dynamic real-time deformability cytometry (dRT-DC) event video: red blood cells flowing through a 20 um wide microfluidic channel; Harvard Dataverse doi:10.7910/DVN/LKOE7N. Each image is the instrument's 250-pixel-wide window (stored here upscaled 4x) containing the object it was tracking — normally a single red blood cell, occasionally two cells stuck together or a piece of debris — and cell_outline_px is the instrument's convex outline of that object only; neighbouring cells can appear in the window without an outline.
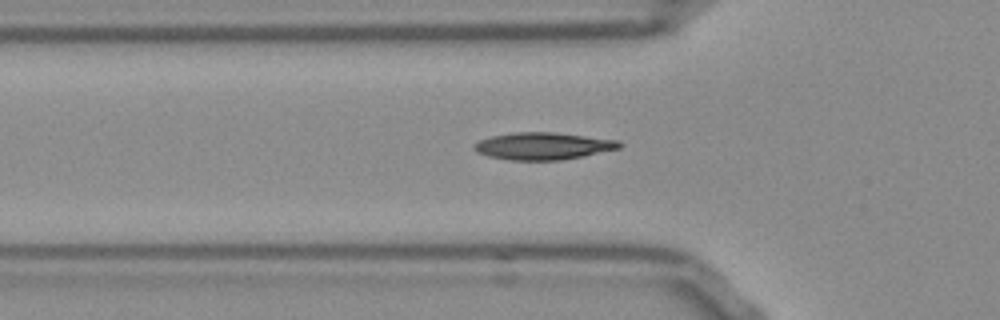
{"species": "Egyptian fruit bat (a non-hibernating species)", "species_latin": "Rousettus aegyptiacus", "temperature_condition": "room temperature", "stored_images_in_passage": 10, "camera_frame_rate_fps": 3000, "um_per_image_px": 0.085, "frame": {"image": 1, "passage_image": 4, "time_ms": 1.0, "image_size_px": [1000, 320], "cell_outline_px": [[624, 144], [620, 148], [560, 160], [512, 160], [488, 156], [476, 152], [476, 144], [480, 140], [492, 136], [512, 132], [552, 132], [620, 140]], "centroid_in_image_um": [46.19, 12.4], "position_along_channel_um": 79.6, "area_um2": 22.72}}
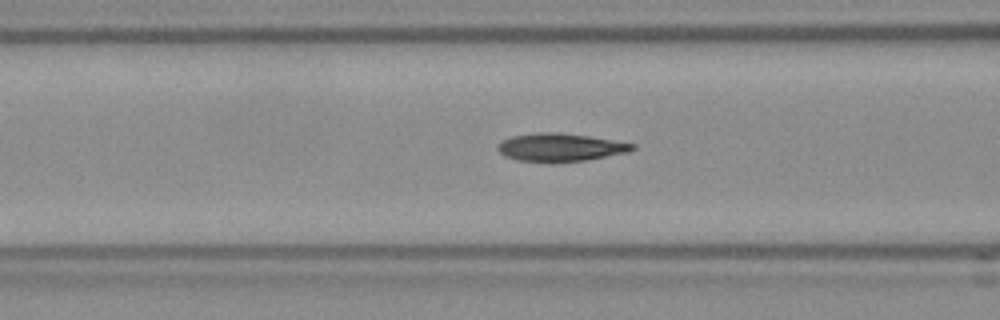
{"frame": {"image": 2, "passage_image": 7, "time_ms": 2.0, "image_size_px": [1000, 320], "cell_outline_px": [[636, 148], [628, 152], [584, 160], [516, 160], [504, 156], [496, 148], [500, 140], [512, 136], [536, 132], [560, 132], [588, 136], [636, 144]], "centroid_in_image_um": [47.59, 12.48], "position_along_channel_um": 119.0, "area_um2": 21.44}}